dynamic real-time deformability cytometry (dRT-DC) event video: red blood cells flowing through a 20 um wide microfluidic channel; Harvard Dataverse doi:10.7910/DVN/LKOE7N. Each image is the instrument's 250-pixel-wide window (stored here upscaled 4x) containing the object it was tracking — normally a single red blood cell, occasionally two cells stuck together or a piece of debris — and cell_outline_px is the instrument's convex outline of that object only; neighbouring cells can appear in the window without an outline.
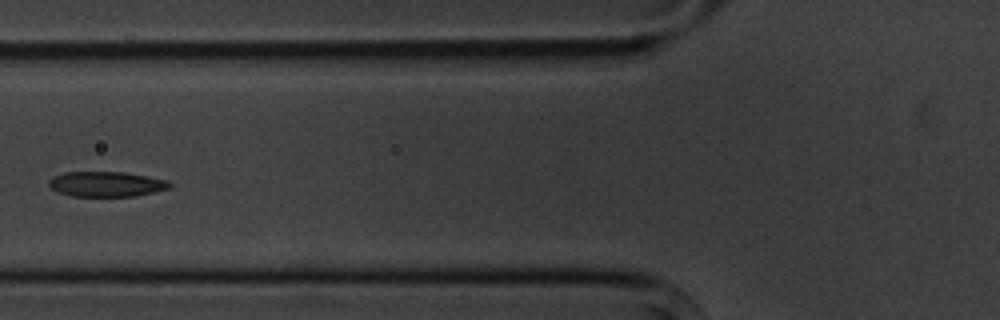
{"species": "common noctule bat (a hibernating species)", "species_latin": "Nyctalus noctula", "temperature_condition": "cold", "stored_images_in_passage": 7, "camera_frame_rate_fps": 3000, "um_per_image_px": 0.085, "animal": {"sex": "male", "body_mass_g": 20.1, "forearm_length_mm": 53.5}, "frame": {"image": 1, "passage_image": 6, "time_ms": 6.0, "image_size_px": [1000, 320], "cell_outline_px": [[172, 184], [168, 188], [136, 196], [72, 196], [56, 192], [48, 184], [48, 180], [52, 176], [64, 172], [124, 172], [148, 176], [168, 180]], "centroid_in_image_um": [9.0, 15.64], "position_along_channel_um": 116.8, "area_um2": 17.74}}
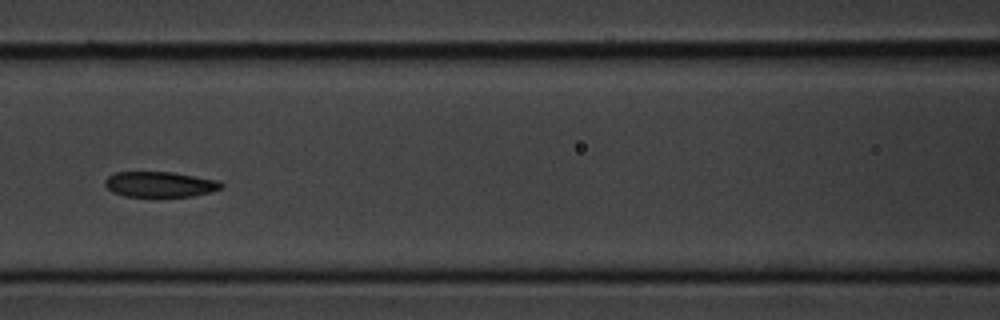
{"frame": {"image": 2, "passage_image": 7, "time_ms": 7.0, "image_size_px": [1000, 320], "cell_outline_px": [[224, 188], [212, 192], [192, 196], [124, 196], [112, 192], [104, 184], [104, 180], [108, 176], [116, 172], [172, 172], [220, 180], [224, 184]], "centroid_in_image_um": [13.64, 15.66], "position_along_channel_um": 153.0, "area_um2": 17.4}}